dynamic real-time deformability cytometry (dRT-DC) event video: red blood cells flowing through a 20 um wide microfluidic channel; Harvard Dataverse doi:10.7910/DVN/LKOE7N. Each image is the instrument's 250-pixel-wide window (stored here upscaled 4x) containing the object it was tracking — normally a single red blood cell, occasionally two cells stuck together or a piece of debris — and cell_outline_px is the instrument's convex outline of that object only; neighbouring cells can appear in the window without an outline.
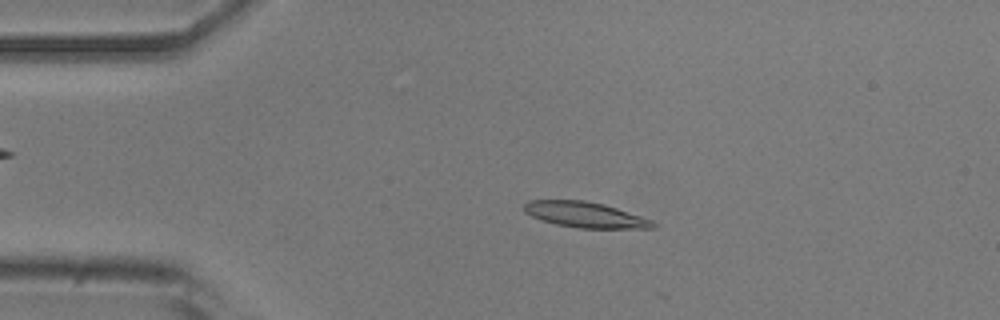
{"species": "common noctule bat (a hibernating species)", "species_latin": "Nyctalus noctula", "temperature_condition": "room temperature", "stored_images_in_passage": 6, "camera_frame_rate_fps": 3000, "um_per_image_px": 0.085, "animal": {"sex": "male", "body_mass_g": 20.5, "forearm_length_mm": 52.5}, "frame": {"image": 1, "passage_image": 3, "time_ms": 0.667, "image_size_px": [1000, 320], "cell_outline_px": [[656, 228], [580, 228], [556, 224], [540, 220], [524, 212], [524, 204], [528, 200], [584, 200], [604, 204], [652, 220], [656, 224]], "centroid_in_image_um": [49.71, 18.25], "position_along_channel_um": 35.3, "area_um2": 19.13}}